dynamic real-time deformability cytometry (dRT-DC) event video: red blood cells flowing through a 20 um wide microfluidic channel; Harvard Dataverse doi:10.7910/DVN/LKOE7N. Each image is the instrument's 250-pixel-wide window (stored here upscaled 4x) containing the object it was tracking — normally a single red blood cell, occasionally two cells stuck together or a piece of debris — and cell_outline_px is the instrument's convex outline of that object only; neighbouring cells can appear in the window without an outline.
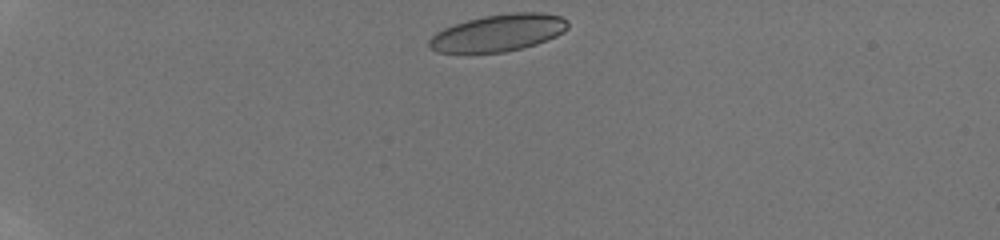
{"species": "human", "species_latin": "Homo sapiens", "temperature_condition": "room temperature", "stored_images_in_passage": 38, "camera_frame_rate_fps": 3000, "um_per_image_px": 0.085, "donor": {"sex": "male"}, "frame": {"image": 1, "passage_image": 1, "time_ms": 0.0, "image_size_px": [1000, 240], "cell_outline_px": [[568, 28], [564, 32], [556, 36], [536, 44], [504, 52], [436, 52], [428, 44], [428, 40], [436, 32], [452, 24], [484, 16], [512, 12], [540, 12], [560, 16], [568, 20]], "centroid_in_image_um": [42.37, 2.78], "position_along_channel_um": 42.6, "area_um2": 29.77}}
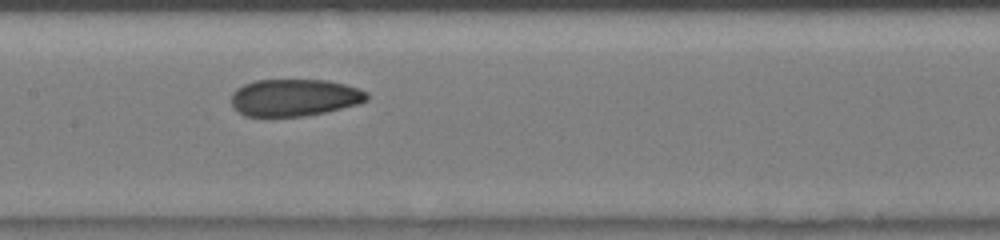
{"frame": {"image": 2, "passage_image": 16, "time_ms": 5.0, "image_size_px": [1000, 240], "cell_outline_px": [[368, 100], [360, 104], [324, 112], [304, 116], [244, 116], [236, 112], [232, 108], [232, 92], [236, 88], [244, 84], [256, 80], [328, 80], [344, 84], [368, 92]], "centroid_in_image_um": [25.0, 8.3], "position_along_channel_um": 182.4, "area_um2": 29.48}}
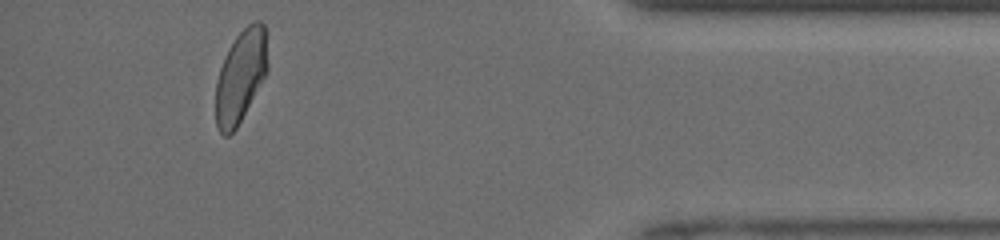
{"frame": {"image": 3, "passage_image": 35, "time_ms": 11.333, "image_size_px": [1000, 240], "cell_outline_px": [[268, 72], [236, 128], [228, 136], [224, 136], [216, 128], [216, 80], [224, 56], [236, 36], [252, 20], [260, 20], [264, 24], [268, 64]], "centroid_in_image_um": [20.46, 6.47], "position_along_channel_um": 414.7, "area_um2": 28.09}, "authors_computed_cell_mechanics": {"area_um2": 29.7381, "velocity_mm_per_s": 4.21, "shape_relaxation_time_tau1_ms": null, "shape_relaxation_time_tau2_ms": 1.5309, "deformation_change_tau1": null, "deformation_change_tau2": 0.0605}}